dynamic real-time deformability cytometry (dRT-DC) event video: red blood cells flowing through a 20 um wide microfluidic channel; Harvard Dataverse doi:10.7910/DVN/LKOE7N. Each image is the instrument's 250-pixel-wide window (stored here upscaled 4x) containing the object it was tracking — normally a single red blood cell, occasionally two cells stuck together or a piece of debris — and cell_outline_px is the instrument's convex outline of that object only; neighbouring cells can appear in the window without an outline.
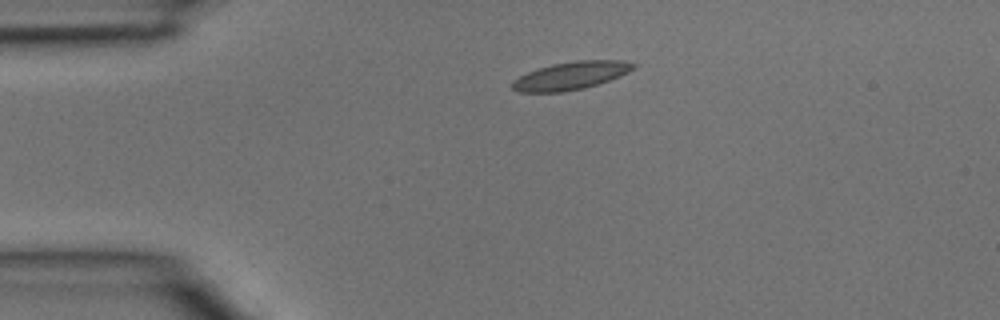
{"species": "common noctule bat (a hibernating species)", "species_latin": "Nyctalus noctula", "temperature_condition": "room temperature", "stored_images_in_passage": 3, "camera_frame_rate_fps": 3000, "um_per_image_px": 0.085, "animal": {"sex": "male", "body_mass_g": 15.6}, "frame": {"image": 1, "passage_image": 1, "time_ms": 0.0, "image_size_px": [1000, 320], "cell_outline_px": [[636, 68], [620, 76], [584, 88], [564, 92], [520, 92], [512, 88], [512, 80], [528, 72], [552, 64], [576, 60], [620, 60], [636, 64]], "centroid_in_image_um": [48.53, 6.43], "position_along_channel_um": 36.5, "area_um2": 19.54}}
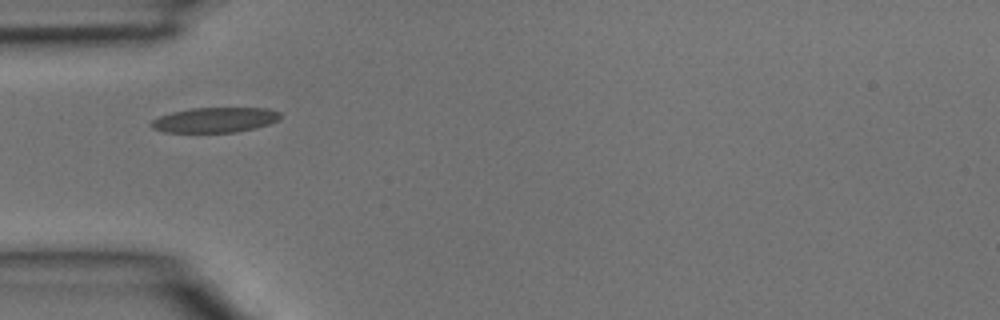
{"frame": {"image": 2, "passage_image": 2, "time_ms": 0.333, "image_size_px": [1000, 320], "cell_outline_px": [[280, 116], [276, 120], [268, 124], [256, 128], [236, 132], [164, 132], [152, 128], [148, 124], [152, 120], [160, 116], [172, 112], [192, 108], [268, 108], [280, 112]], "centroid_in_image_um": [18.24, 10.19], "position_along_channel_um": 66.8, "area_um2": 18.79}}
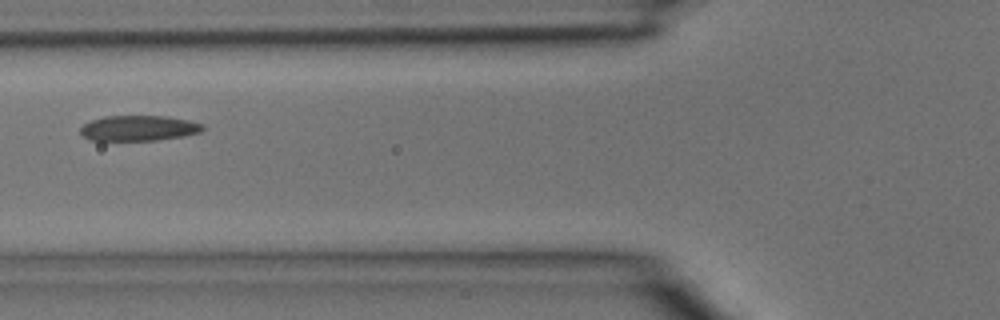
{"frame": {"image": 3, "passage_image": 3, "time_ms": 0.667, "image_size_px": [1000, 320], "cell_outline_px": [[204, 128], [200, 132], [184, 136], [156, 140], [88, 140], [80, 132], [80, 128], [84, 124], [92, 120], [104, 116], [168, 116], [188, 120], [204, 124]], "centroid_in_image_um": [11.8, 10.89], "position_along_channel_um": 114.0, "area_um2": 18.09}}